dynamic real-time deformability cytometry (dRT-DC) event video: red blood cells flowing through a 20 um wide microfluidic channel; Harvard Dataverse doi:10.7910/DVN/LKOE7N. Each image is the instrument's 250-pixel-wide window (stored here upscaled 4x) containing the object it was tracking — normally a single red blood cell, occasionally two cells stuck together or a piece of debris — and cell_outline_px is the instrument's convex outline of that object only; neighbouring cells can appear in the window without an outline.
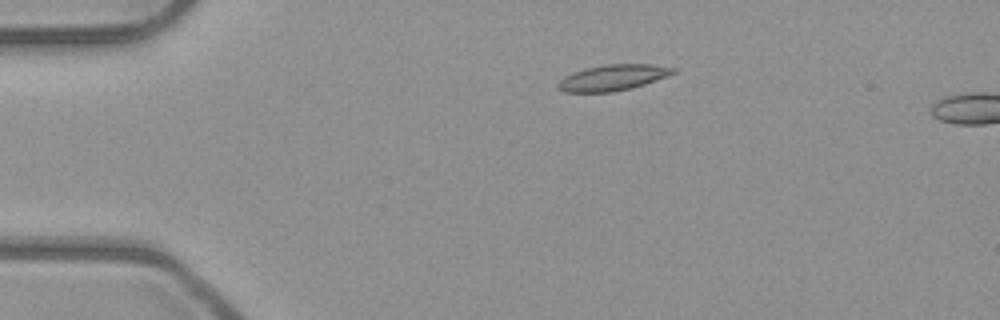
{"species": "common noctule bat (a hibernating species)", "species_latin": "Nyctalus noctula", "temperature_condition": "room temperature", "stored_images_in_passage": 2, "camera_frame_rate_fps": 3000, "um_per_image_px": 0.085, "animal": {"sex": "male", "body_mass_g": 23.1, "forearm_length_mm": 52.7}, "frame": {"image": 1, "passage_image": 1, "time_ms": 0.0, "image_size_px": [1000, 320], "cell_outline_px": [[676, 72], [668, 76], [632, 88], [612, 92], [564, 92], [556, 88], [556, 84], [564, 76], [572, 72], [584, 68], [608, 64], [652, 64], [676, 68]], "centroid_in_image_um": [52.06, 6.6], "position_along_channel_um": 32.9, "area_um2": 17.51}}